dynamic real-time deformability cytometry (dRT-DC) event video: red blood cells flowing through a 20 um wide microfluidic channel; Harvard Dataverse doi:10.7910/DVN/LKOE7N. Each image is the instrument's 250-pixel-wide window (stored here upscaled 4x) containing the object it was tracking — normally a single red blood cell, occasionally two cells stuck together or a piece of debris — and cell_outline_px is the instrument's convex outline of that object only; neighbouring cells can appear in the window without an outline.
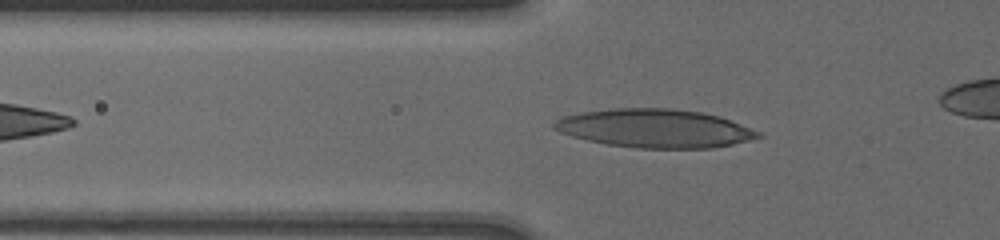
{"species": "human", "species_latin": "Homo sapiens", "temperature_condition": "cold", "stored_images_in_passage": 58, "camera_frame_rate_fps": 3000, "um_per_image_px": 0.085, "donor": {"sex": "male"}, "frame": {"image": 1, "passage_image": 10, "time_ms": 2.0, "image_size_px": [1000, 240], "cell_outline_px": [[764, 136], [732, 144], [712, 148], [636, 148], [608, 144], [588, 140], [572, 136], [560, 132], [552, 128], [552, 124], [556, 120], [564, 116], [580, 112], [616, 108], [668, 108], [700, 112], [720, 116], [760, 132]], "centroid_in_image_um": [55.65, 10.91], "position_along_channel_um": 70.2, "area_um2": 45.55}}
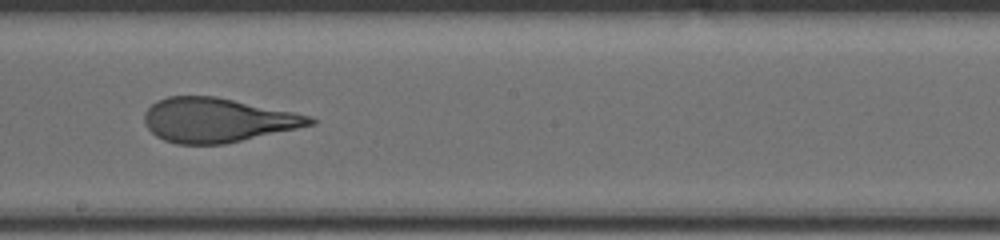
{"frame": {"image": 2, "passage_image": 30, "time_ms": 6.333, "image_size_px": [1000, 240], "cell_outline_px": [[316, 124], [224, 144], [176, 144], [164, 140], [156, 136], [144, 124], [144, 112], [156, 100], [168, 96], [216, 96], [312, 116], [316, 120]], "centroid_in_image_um": [18.45, 10.2], "position_along_channel_um": 229.8, "area_um2": 42.66}}
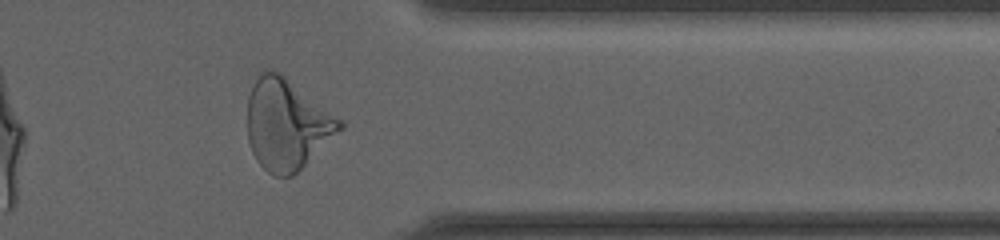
{"frame": {"image": 3, "passage_image": 50, "time_ms": 10.667, "image_size_px": [1000, 240], "cell_outline_px": [[344, 128], [292, 176], [276, 176], [268, 172], [256, 160], [252, 152], [248, 140], [248, 96], [260, 72], [264, 68], [280, 72], [344, 120]], "centroid_in_image_um": [24.4, 10.55], "position_along_channel_um": 387.0, "area_um2": 48.84}}